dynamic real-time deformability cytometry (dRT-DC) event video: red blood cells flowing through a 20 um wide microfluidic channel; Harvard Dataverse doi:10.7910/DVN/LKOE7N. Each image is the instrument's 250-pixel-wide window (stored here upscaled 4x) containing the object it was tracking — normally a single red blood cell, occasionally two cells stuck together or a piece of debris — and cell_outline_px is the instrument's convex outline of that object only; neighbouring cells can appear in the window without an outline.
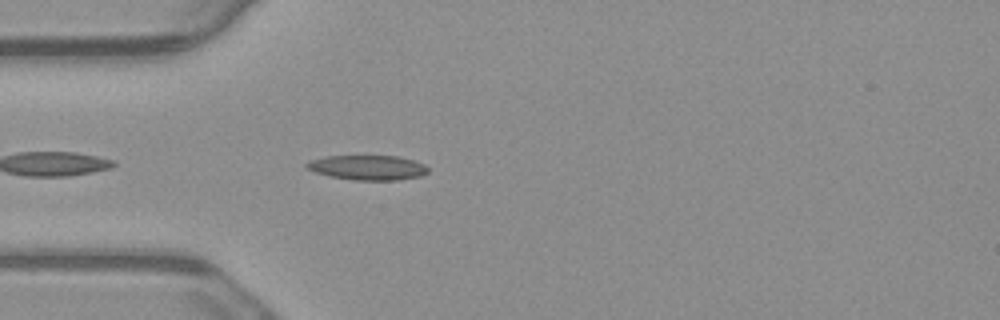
{"species": "common noctule bat (a hibernating species)", "species_latin": "Nyctalus noctula", "temperature_condition": "warm", "stored_images_in_passage": 5, "camera_frame_rate_fps": 3000, "um_per_image_px": 0.085, "animal": {"sex": "male", "body_mass_g": 23.1, "forearm_length_mm": 52.7}, "frame": {"image": 1, "passage_image": 5, "time_ms": 1.333, "image_size_px": [1000, 320], "cell_outline_px": [[428, 172], [420, 176], [400, 180], [352, 180], [328, 176], [316, 172], [308, 168], [304, 164], [308, 160], [328, 156], [396, 156], [412, 160], [424, 164], [428, 168]], "centroid_in_image_um": [31.24, 14.25], "position_along_channel_um": 53.8, "area_um2": 17.51}}